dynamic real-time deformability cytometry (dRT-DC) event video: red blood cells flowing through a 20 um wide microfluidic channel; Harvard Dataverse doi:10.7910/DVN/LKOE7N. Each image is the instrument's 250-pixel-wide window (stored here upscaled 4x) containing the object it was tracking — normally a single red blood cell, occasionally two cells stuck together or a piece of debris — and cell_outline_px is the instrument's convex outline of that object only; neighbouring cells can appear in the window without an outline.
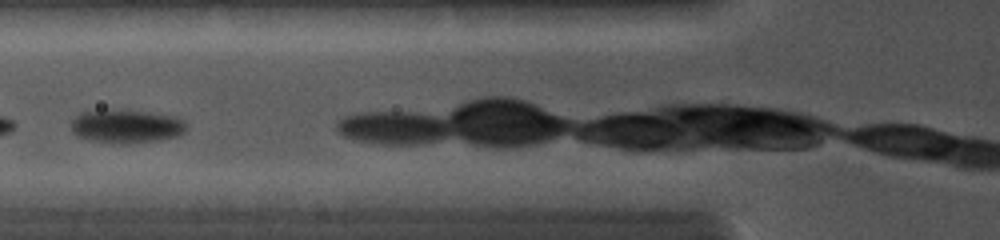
{"species": "common noctule bat (a hibernating species)", "species_latin": "Nyctalus noctula", "temperature_condition": "cold", "stored_images_in_passage": 7, "camera_frame_rate_fps": 5000, "um_per_image_px": 0.085, "animal": {"sex": "female", "body_mass_g": 19.0, "forearm_length_mm": 56.7}, "frame": {"image": 1, "passage_image": 3, "time_ms": 1.0, "image_size_px": [1000, 240], "cell_outline_px": [[184, 132], [176, 136], [160, 140], [128, 144], [120, 144], [88, 140], [76, 136], [72, 132], [72, 120], [80, 112], [112, 108], [120, 108], [152, 112], [176, 116], [184, 120]], "centroid_in_image_um": [10.7, 10.71], "position_along_channel_um": 115.1, "area_um2": 23.12}}